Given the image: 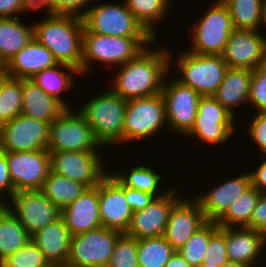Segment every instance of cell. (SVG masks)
I'll list each match as a JSON object with an SVG mask.
<instances>
[{
    "instance_id": "cell-1",
    "label": "cell",
    "mask_w": 266,
    "mask_h": 267,
    "mask_svg": "<svg viewBox=\"0 0 266 267\" xmlns=\"http://www.w3.org/2000/svg\"><path fill=\"white\" fill-rule=\"evenodd\" d=\"M156 39L134 59L118 66L110 81V90L129 100L160 94L164 79L169 71V50L167 46H155ZM152 48V49H151ZM112 82V83H111Z\"/></svg>"
},
{
    "instance_id": "cell-2",
    "label": "cell",
    "mask_w": 266,
    "mask_h": 267,
    "mask_svg": "<svg viewBox=\"0 0 266 267\" xmlns=\"http://www.w3.org/2000/svg\"><path fill=\"white\" fill-rule=\"evenodd\" d=\"M45 15L42 20L33 21V37L47 47L58 63L78 69L82 76V18L51 13Z\"/></svg>"
},
{
    "instance_id": "cell-3",
    "label": "cell",
    "mask_w": 266,
    "mask_h": 267,
    "mask_svg": "<svg viewBox=\"0 0 266 267\" xmlns=\"http://www.w3.org/2000/svg\"><path fill=\"white\" fill-rule=\"evenodd\" d=\"M102 94L87 99L77 110L85 117L94 137L102 147L123 146L126 99L105 89ZM113 145V146H112Z\"/></svg>"
},
{
    "instance_id": "cell-4",
    "label": "cell",
    "mask_w": 266,
    "mask_h": 267,
    "mask_svg": "<svg viewBox=\"0 0 266 267\" xmlns=\"http://www.w3.org/2000/svg\"><path fill=\"white\" fill-rule=\"evenodd\" d=\"M155 40L154 37H119L83 32L82 76L91 73L89 71L94 63L114 70L134 59Z\"/></svg>"
},
{
    "instance_id": "cell-5",
    "label": "cell",
    "mask_w": 266,
    "mask_h": 267,
    "mask_svg": "<svg viewBox=\"0 0 266 267\" xmlns=\"http://www.w3.org/2000/svg\"><path fill=\"white\" fill-rule=\"evenodd\" d=\"M170 51L171 49L169 50V71L176 66L178 73L181 72L174 78L183 85L191 87L201 96H213L229 68L222 55L195 54L184 50L180 56L173 59L171 56L174 53Z\"/></svg>"
},
{
    "instance_id": "cell-6",
    "label": "cell",
    "mask_w": 266,
    "mask_h": 267,
    "mask_svg": "<svg viewBox=\"0 0 266 267\" xmlns=\"http://www.w3.org/2000/svg\"><path fill=\"white\" fill-rule=\"evenodd\" d=\"M98 2L91 3L82 17L83 32L119 37H153L128 10L124 0L121 3Z\"/></svg>"
},
{
    "instance_id": "cell-7",
    "label": "cell",
    "mask_w": 266,
    "mask_h": 267,
    "mask_svg": "<svg viewBox=\"0 0 266 267\" xmlns=\"http://www.w3.org/2000/svg\"><path fill=\"white\" fill-rule=\"evenodd\" d=\"M193 24L190 45L186 51L195 54L221 55L234 27L228 7L221 1L212 2Z\"/></svg>"
},
{
    "instance_id": "cell-8",
    "label": "cell",
    "mask_w": 266,
    "mask_h": 267,
    "mask_svg": "<svg viewBox=\"0 0 266 267\" xmlns=\"http://www.w3.org/2000/svg\"><path fill=\"white\" fill-rule=\"evenodd\" d=\"M167 126L165 103L161 93L129 99L124 117L123 145L129 142H144V139L152 140V136L155 137Z\"/></svg>"
},
{
    "instance_id": "cell-9",
    "label": "cell",
    "mask_w": 266,
    "mask_h": 267,
    "mask_svg": "<svg viewBox=\"0 0 266 267\" xmlns=\"http://www.w3.org/2000/svg\"><path fill=\"white\" fill-rule=\"evenodd\" d=\"M102 145L94 137L85 117L72 108L66 109L50 124L49 153L65 151L101 152Z\"/></svg>"
},
{
    "instance_id": "cell-10",
    "label": "cell",
    "mask_w": 266,
    "mask_h": 267,
    "mask_svg": "<svg viewBox=\"0 0 266 267\" xmlns=\"http://www.w3.org/2000/svg\"><path fill=\"white\" fill-rule=\"evenodd\" d=\"M236 119L237 116H233L213 96H202L198 102L194 125L185 137L196 138L208 146H220L236 133Z\"/></svg>"
},
{
    "instance_id": "cell-11",
    "label": "cell",
    "mask_w": 266,
    "mask_h": 267,
    "mask_svg": "<svg viewBox=\"0 0 266 267\" xmlns=\"http://www.w3.org/2000/svg\"><path fill=\"white\" fill-rule=\"evenodd\" d=\"M121 234L101 226L71 236L67 264L75 267H107Z\"/></svg>"
},
{
    "instance_id": "cell-12",
    "label": "cell",
    "mask_w": 266,
    "mask_h": 267,
    "mask_svg": "<svg viewBox=\"0 0 266 267\" xmlns=\"http://www.w3.org/2000/svg\"><path fill=\"white\" fill-rule=\"evenodd\" d=\"M161 94L165 103L168 131L171 129L175 134L185 136L194 125L198 102L202 96L177 81L174 76L170 78L168 74L164 79Z\"/></svg>"
},
{
    "instance_id": "cell-13",
    "label": "cell",
    "mask_w": 266,
    "mask_h": 267,
    "mask_svg": "<svg viewBox=\"0 0 266 267\" xmlns=\"http://www.w3.org/2000/svg\"><path fill=\"white\" fill-rule=\"evenodd\" d=\"M102 156L100 152L50 153V171L80 182L87 188L95 187L109 171L106 167L107 158Z\"/></svg>"
},
{
    "instance_id": "cell-14",
    "label": "cell",
    "mask_w": 266,
    "mask_h": 267,
    "mask_svg": "<svg viewBox=\"0 0 266 267\" xmlns=\"http://www.w3.org/2000/svg\"><path fill=\"white\" fill-rule=\"evenodd\" d=\"M50 124L24 114L0 126V149L5 152L46 150Z\"/></svg>"
},
{
    "instance_id": "cell-15",
    "label": "cell",
    "mask_w": 266,
    "mask_h": 267,
    "mask_svg": "<svg viewBox=\"0 0 266 267\" xmlns=\"http://www.w3.org/2000/svg\"><path fill=\"white\" fill-rule=\"evenodd\" d=\"M7 201L9 210L30 235L61 217V210L41 190L15 192Z\"/></svg>"
},
{
    "instance_id": "cell-16",
    "label": "cell",
    "mask_w": 266,
    "mask_h": 267,
    "mask_svg": "<svg viewBox=\"0 0 266 267\" xmlns=\"http://www.w3.org/2000/svg\"><path fill=\"white\" fill-rule=\"evenodd\" d=\"M6 160L15 192L42 189L50 172L47 150L6 152Z\"/></svg>"
},
{
    "instance_id": "cell-17",
    "label": "cell",
    "mask_w": 266,
    "mask_h": 267,
    "mask_svg": "<svg viewBox=\"0 0 266 267\" xmlns=\"http://www.w3.org/2000/svg\"><path fill=\"white\" fill-rule=\"evenodd\" d=\"M176 188L156 198L150 205L133 212L125 234L138 239L163 236L173 206L182 198Z\"/></svg>"
},
{
    "instance_id": "cell-18",
    "label": "cell",
    "mask_w": 266,
    "mask_h": 267,
    "mask_svg": "<svg viewBox=\"0 0 266 267\" xmlns=\"http://www.w3.org/2000/svg\"><path fill=\"white\" fill-rule=\"evenodd\" d=\"M99 183V210L103 227L126 233L133 214L124 185L110 172Z\"/></svg>"
},
{
    "instance_id": "cell-19",
    "label": "cell",
    "mask_w": 266,
    "mask_h": 267,
    "mask_svg": "<svg viewBox=\"0 0 266 267\" xmlns=\"http://www.w3.org/2000/svg\"><path fill=\"white\" fill-rule=\"evenodd\" d=\"M182 196L173 206L163 233V237L175 251L208 222L199 201L194 196L192 198L189 195L188 199L183 194Z\"/></svg>"
},
{
    "instance_id": "cell-20",
    "label": "cell",
    "mask_w": 266,
    "mask_h": 267,
    "mask_svg": "<svg viewBox=\"0 0 266 267\" xmlns=\"http://www.w3.org/2000/svg\"><path fill=\"white\" fill-rule=\"evenodd\" d=\"M260 30L234 29L221 54L229 68L256 69L266 45V34Z\"/></svg>"
},
{
    "instance_id": "cell-21",
    "label": "cell",
    "mask_w": 266,
    "mask_h": 267,
    "mask_svg": "<svg viewBox=\"0 0 266 267\" xmlns=\"http://www.w3.org/2000/svg\"><path fill=\"white\" fill-rule=\"evenodd\" d=\"M250 186V173L244 172L222 183H216L211 189L194 196L199 201L207 221L216 222Z\"/></svg>"
},
{
    "instance_id": "cell-22",
    "label": "cell",
    "mask_w": 266,
    "mask_h": 267,
    "mask_svg": "<svg viewBox=\"0 0 266 267\" xmlns=\"http://www.w3.org/2000/svg\"><path fill=\"white\" fill-rule=\"evenodd\" d=\"M61 218L71 236L101 227L99 184L86 188L79 197L62 209Z\"/></svg>"
},
{
    "instance_id": "cell-23",
    "label": "cell",
    "mask_w": 266,
    "mask_h": 267,
    "mask_svg": "<svg viewBox=\"0 0 266 267\" xmlns=\"http://www.w3.org/2000/svg\"><path fill=\"white\" fill-rule=\"evenodd\" d=\"M226 247L230 261L257 267L265 256L266 234L247 227L226 228Z\"/></svg>"
},
{
    "instance_id": "cell-24",
    "label": "cell",
    "mask_w": 266,
    "mask_h": 267,
    "mask_svg": "<svg viewBox=\"0 0 266 267\" xmlns=\"http://www.w3.org/2000/svg\"><path fill=\"white\" fill-rule=\"evenodd\" d=\"M53 54L34 37L6 65L10 77L32 79L38 72L57 65Z\"/></svg>"
},
{
    "instance_id": "cell-25",
    "label": "cell",
    "mask_w": 266,
    "mask_h": 267,
    "mask_svg": "<svg viewBox=\"0 0 266 267\" xmlns=\"http://www.w3.org/2000/svg\"><path fill=\"white\" fill-rule=\"evenodd\" d=\"M31 240L39 247L51 265L67 263L71 234L60 217L31 235Z\"/></svg>"
},
{
    "instance_id": "cell-26",
    "label": "cell",
    "mask_w": 266,
    "mask_h": 267,
    "mask_svg": "<svg viewBox=\"0 0 266 267\" xmlns=\"http://www.w3.org/2000/svg\"><path fill=\"white\" fill-rule=\"evenodd\" d=\"M22 114L52 124L66 109L57 98L46 94L31 79H22Z\"/></svg>"
},
{
    "instance_id": "cell-27",
    "label": "cell",
    "mask_w": 266,
    "mask_h": 267,
    "mask_svg": "<svg viewBox=\"0 0 266 267\" xmlns=\"http://www.w3.org/2000/svg\"><path fill=\"white\" fill-rule=\"evenodd\" d=\"M252 70L246 68H228L224 80L213 97L233 116L235 108L248 104ZM235 112V113H234Z\"/></svg>"
},
{
    "instance_id": "cell-28",
    "label": "cell",
    "mask_w": 266,
    "mask_h": 267,
    "mask_svg": "<svg viewBox=\"0 0 266 267\" xmlns=\"http://www.w3.org/2000/svg\"><path fill=\"white\" fill-rule=\"evenodd\" d=\"M72 74V75H71ZM74 75V76H73ZM81 77L78 69L58 63L57 65L38 72L31 80L36 83L46 94L51 95L61 101L67 108H71L70 103L62 98L71 91L76 84L74 78ZM75 82V83H74ZM65 93V94H63Z\"/></svg>"
},
{
    "instance_id": "cell-29",
    "label": "cell",
    "mask_w": 266,
    "mask_h": 267,
    "mask_svg": "<svg viewBox=\"0 0 266 267\" xmlns=\"http://www.w3.org/2000/svg\"><path fill=\"white\" fill-rule=\"evenodd\" d=\"M19 17L0 18V60L6 65L33 38V22Z\"/></svg>"
},
{
    "instance_id": "cell-30",
    "label": "cell",
    "mask_w": 266,
    "mask_h": 267,
    "mask_svg": "<svg viewBox=\"0 0 266 267\" xmlns=\"http://www.w3.org/2000/svg\"><path fill=\"white\" fill-rule=\"evenodd\" d=\"M155 168L156 167L152 168V166L150 167L149 165L143 163L137 166L135 165L132 168H129L131 170V171L129 170V173L128 171L121 172L120 170L116 172L115 170L114 172L112 170L111 173L123 185L132 189L143 191L151 195H155L157 198H159L168 193L172 187L168 186V188H164V186H162L164 179H162L163 177L161 174L158 173V170L155 171ZM161 186L163 187V190H161L162 189Z\"/></svg>"
},
{
    "instance_id": "cell-31",
    "label": "cell",
    "mask_w": 266,
    "mask_h": 267,
    "mask_svg": "<svg viewBox=\"0 0 266 267\" xmlns=\"http://www.w3.org/2000/svg\"><path fill=\"white\" fill-rule=\"evenodd\" d=\"M31 240V235L7 207L0 215V263Z\"/></svg>"
},
{
    "instance_id": "cell-32",
    "label": "cell",
    "mask_w": 266,
    "mask_h": 267,
    "mask_svg": "<svg viewBox=\"0 0 266 267\" xmlns=\"http://www.w3.org/2000/svg\"><path fill=\"white\" fill-rule=\"evenodd\" d=\"M124 2L144 28L158 39L157 24L163 23L165 17H169L172 0H124Z\"/></svg>"
},
{
    "instance_id": "cell-33",
    "label": "cell",
    "mask_w": 266,
    "mask_h": 267,
    "mask_svg": "<svg viewBox=\"0 0 266 267\" xmlns=\"http://www.w3.org/2000/svg\"><path fill=\"white\" fill-rule=\"evenodd\" d=\"M261 194L253 185L250 186L240 195L238 200L229 206L227 211L216 221V224L224 228H249L253 211Z\"/></svg>"
},
{
    "instance_id": "cell-34",
    "label": "cell",
    "mask_w": 266,
    "mask_h": 267,
    "mask_svg": "<svg viewBox=\"0 0 266 267\" xmlns=\"http://www.w3.org/2000/svg\"><path fill=\"white\" fill-rule=\"evenodd\" d=\"M87 187L65 176L49 172L41 191L60 210L79 197Z\"/></svg>"
},
{
    "instance_id": "cell-35",
    "label": "cell",
    "mask_w": 266,
    "mask_h": 267,
    "mask_svg": "<svg viewBox=\"0 0 266 267\" xmlns=\"http://www.w3.org/2000/svg\"><path fill=\"white\" fill-rule=\"evenodd\" d=\"M174 251L163 236L137 240L139 267H165Z\"/></svg>"
},
{
    "instance_id": "cell-36",
    "label": "cell",
    "mask_w": 266,
    "mask_h": 267,
    "mask_svg": "<svg viewBox=\"0 0 266 267\" xmlns=\"http://www.w3.org/2000/svg\"><path fill=\"white\" fill-rule=\"evenodd\" d=\"M232 18L234 29L260 30L263 0H221Z\"/></svg>"
},
{
    "instance_id": "cell-37",
    "label": "cell",
    "mask_w": 266,
    "mask_h": 267,
    "mask_svg": "<svg viewBox=\"0 0 266 267\" xmlns=\"http://www.w3.org/2000/svg\"><path fill=\"white\" fill-rule=\"evenodd\" d=\"M22 79L8 76L0 88V126L22 112Z\"/></svg>"
},
{
    "instance_id": "cell-38",
    "label": "cell",
    "mask_w": 266,
    "mask_h": 267,
    "mask_svg": "<svg viewBox=\"0 0 266 267\" xmlns=\"http://www.w3.org/2000/svg\"><path fill=\"white\" fill-rule=\"evenodd\" d=\"M219 228L216 222L208 221L202 228L191 235L178 250L182 257L192 266L203 263L210 236Z\"/></svg>"
},
{
    "instance_id": "cell-39",
    "label": "cell",
    "mask_w": 266,
    "mask_h": 267,
    "mask_svg": "<svg viewBox=\"0 0 266 267\" xmlns=\"http://www.w3.org/2000/svg\"><path fill=\"white\" fill-rule=\"evenodd\" d=\"M0 267H54L39 247L30 240L24 247L0 263Z\"/></svg>"
},
{
    "instance_id": "cell-40",
    "label": "cell",
    "mask_w": 266,
    "mask_h": 267,
    "mask_svg": "<svg viewBox=\"0 0 266 267\" xmlns=\"http://www.w3.org/2000/svg\"><path fill=\"white\" fill-rule=\"evenodd\" d=\"M107 267H139L137 239L122 233L116 241Z\"/></svg>"
},
{
    "instance_id": "cell-41",
    "label": "cell",
    "mask_w": 266,
    "mask_h": 267,
    "mask_svg": "<svg viewBox=\"0 0 266 267\" xmlns=\"http://www.w3.org/2000/svg\"><path fill=\"white\" fill-rule=\"evenodd\" d=\"M229 261L226 247V228L219 227L209 238L203 263L222 266Z\"/></svg>"
},
{
    "instance_id": "cell-42",
    "label": "cell",
    "mask_w": 266,
    "mask_h": 267,
    "mask_svg": "<svg viewBox=\"0 0 266 267\" xmlns=\"http://www.w3.org/2000/svg\"><path fill=\"white\" fill-rule=\"evenodd\" d=\"M248 105L256 109L255 113L266 112V74L258 67L252 70Z\"/></svg>"
},
{
    "instance_id": "cell-43",
    "label": "cell",
    "mask_w": 266,
    "mask_h": 267,
    "mask_svg": "<svg viewBox=\"0 0 266 267\" xmlns=\"http://www.w3.org/2000/svg\"><path fill=\"white\" fill-rule=\"evenodd\" d=\"M247 125V136L257 146L262 154L266 155V112L253 113L252 119ZM249 134V135H248Z\"/></svg>"
},
{
    "instance_id": "cell-44",
    "label": "cell",
    "mask_w": 266,
    "mask_h": 267,
    "mask_svg": "<svg viewBox=\"0 0 266 267\" xmlns=\"http://www.w3.org/2000/svg\"><path fill=\"white\" fill-rule=\"evenodd\" d=\"M98 0H52V14L83 17L89 5Z\"/></svg>"
},
{
    "instance_id": "cell-45",
    "label": "cell",
    "mask_w": 266,
    "mask_h": 267,
    "mask_svg": "<svg viewBox=\"0 0 266 267\" xmlns=\"http://www.w3.org/2000/svg\"><path fill=\"white\" fill-rule=\"evenodd\" d=\"M124 194L126 197V201L128 202L133 212L142 210L147 205H150L157 198L155 195L132 189L125 185Z\"/></svg>"
},
{
    "instance_id": "cell-46",
    "label": "cell",
    "mask_w": 266,
    "mask_h": 267,
    "mask_svg": "<svg viewBox=\"0 0 266 267\" xmlns=\"http://www.w3.org/2000/svg\"><path fill=\"white\" fill-rule=\"evenodd\" d=\"M14 193L15 190L9 174L6 152L0 149V199L6 200L4 196L7 195L9 197V200L14 195Z\"/></svg>"
},
{
    "instance_id": "cell-47",
    "label": "cell",
    "mask_w": 266,
    "mask_h": 267,
    "mask_svg": "<svg viewBox=\"0 0 266 267\" xmlns=\"http://www.w3.org/2000/svg\"><path fill=\"white\" fill-rule=\"evenodd\" d=\"M249 228L266 234V194H261L253 211Z\"/></svg>"
},
{
    "instance_id": "cell-48",
    "label": "cell",
    "mask_w": 266,
    "mask_h": 267,
    "mask_svg": "<svg viewBox=\"0 0 266 267\" xmlns=\"http://www.w3.org/2000/svg\"><path fill=\"white\" fill-rule=\"evenodd\" d=\"M262 157V158H261ZM262 161L257 168L249 170L252 185L262 194H266V155H261Z\"/></svg>"
},
{
    "instance_id": "cell-49",
    "label": "cell",
    "mask_w": 266,
    "mask_h": 267,
    "mask_svg": "<svg viewBox=\"0 0 266 267\" xmlns=\"http://www.w3.org/2000/svg\"><path fill=\"white\" fill-rule=\"evenodd\" d=\"M21 13H26L22 0H0V18L18 17Z\"/></svg>"
},
{
    "instance_id": "cell-50",
    "label": "cell",
    "mask_w": 266,
    "mask_h": 267,
    "mask_svg": "<svg viewBox=\"0 0 266 267\" xmlns=\"http://www.w3.org/2000/svg\"><path fill=\"white\" fill-rule=\"evenodd\" d=\"M23 9L26 12L41 11L44 9L45 14H52V0H22ZM41 9V10H40Z\"/></svg>"
},
{
    "instance_id": "cell-51",
    "label": "cell",
    "mask_w": 266,
    "mask_h": 267,
    "mask_svg": "<svg viewBox=\"0 0 266 267\" xmlns=\"http://www.w3.org/2000/svg\"><path fill=\"white\" fill-rule=\"evenodd\" d=\"M165 267H192L179 253L174 251L170 259L167 261Z\"/></svg>"
},
{
    "instance_id": "cell-52",
    "label": "cell",
    "mask_w": 266,
    "mask_h": 267,
    "mask_svg": "<svg viewBox=\"0 0 266 267\" xmlns=\"http://www.w3.org/2000/svg\"><path fill=\"white\" fill-rule=\"evenodd\" d=\"M260 30L262 31L264 29H266V0H263L262 2V9H261V19H260ZM263 27V29H262Z\"/></svg>"
},
{
    "instance_id": "cell-53",
    "label": "cell",
    "mask_w": 266,
    "mask_h": 267,
    "mask_svg": "<svg viewBox=\"0 0 266 267\" xmlns=\"http://www.w3.org/2000/svg\"><path fill=\"white\" fill-rule=\"evenodd\" d=\"M258 68L266 74V45L264 47V51L260 60V64L258 66Z\"/></svg>"
},
{
    "instance_id": "cell-54",
    "label": "cell",
    "mask_w": 266,
    "mask_h": 267,
    "mask_svg": "<svg viewBox=\"0 0 266 267\" xmlns=\"http://www.w3.org/2000/svg\"><path fill=\"white\" fill-rule=\"evenodd\" d=\"M221 267H249V266L239 263V262H233L229 260L225 264H223Z\"/></svg>"
},
{
    "instance_id": "cell-55",
    "label": "cell",
    "mask_w": 266,
    "mask_h": 267,
    "mask_svg": "<svg viewBox=\"0 0 266 267\" xmlns=\"http://www.w3.org/2000/svg\"><path fill=\"white\" fill-rule=\"evenodd\" d=\"M7 206H8L7 200L0 199V215L7 208Z\"/></svg>"
},
{
    "instance_id": "cell-56",
    "label": "cell",
    "mask_w": 266,
    "mask_h": 267,
    "mask_svg": "<svg viewBox=\"0 0 266 267\" xmlns=\"http://www.w3.org/2000/svg\"><path fill=\"white\" fill-rule=\"evenodd\" d=\"M9 75L7 73H0V88L2 86V83Z\"/></svg>"
},
{
    "instance_id": "cell-57",
    "label": "cell",
    "mask_w": 266,
    "mask_h": 267,
    "mask_svg": "<svg viewBox=\"0 0 266 267\" xmlns=\"http://www.w3.org/2000/svg\"><path fill=\"white\" fill-rule=\"evenodd\" d=\"M0 73H7L5 64L0 60Z\"/></svg>"
},
{
    "instance_id": "cell-58",
    "label": "cell",
    "mask_w": 266,
    "mask_h": 267,
    "mask_svg": "<svg viewBox=\"0 0 266 267\" xmlns=\"http://www.w3.org/2000/svg\"><path fill=\"white\" fill-rule=\"evenodd\" d=\"M198 267H220V266H217V265L212 266L211 264H208V263H202Z\"/></svg>"
},
{
    "instance_id": "cell-59",
    "label": "cell",
    "mask_w": 266,
    "mask_h": 267,
    "mask_svg": "<svg viewBox=\"0 0 266 267\" xmlns=\"http://www.w3.org/2000/svg\"><path fill=\"white\" fill-rule=\"evenodd\" d=\"M54 267H75V266H72V265H69V264L65 263V264H62V265H55Z\"/></svg>"
}]
</instances>
